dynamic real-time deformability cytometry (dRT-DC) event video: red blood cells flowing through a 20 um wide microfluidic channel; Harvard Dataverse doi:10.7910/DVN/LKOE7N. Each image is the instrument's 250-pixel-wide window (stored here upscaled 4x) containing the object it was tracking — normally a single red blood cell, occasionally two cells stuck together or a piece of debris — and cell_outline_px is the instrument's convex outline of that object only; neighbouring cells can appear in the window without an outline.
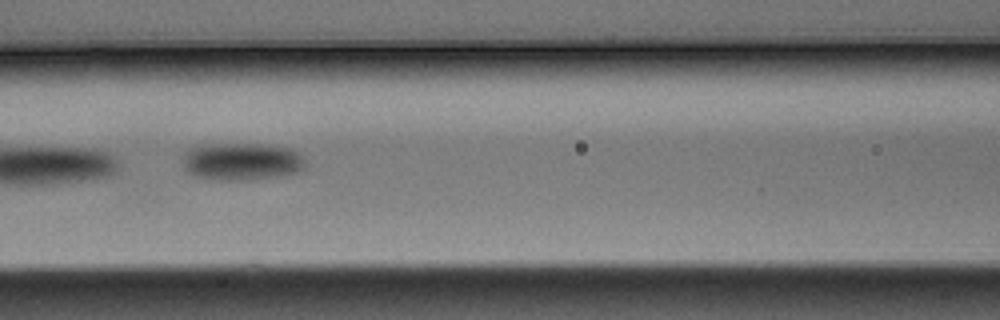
{"species": "Egyptian fruit bat (a non-hibernating species)", "species_latin": "Rousettus aegyptiacus", "temperature_condition": "warm", "stored_images_in_passage": 6, "camera_frame_rate_fps": 3000, "um_per_image_px": 0.085, "animal": {"sex": "male"}, "frame": {"image": 1, "passage_image": 5, "time_ms": 1.333, "image_size_px": [1000, 320], "cell_outline_px": [[304, 168], [300, 172], [280, 176], [252, 180], [212, 180], [192, 176], [184, 168], [184, 156], [188, 148], [196, 144], [264, 144], [292, 148], [304, 160]], "centroid_in_image_um": [20.51, 13.73], "position_along_channel_um": 146.1, "area_um2": 27.28}}
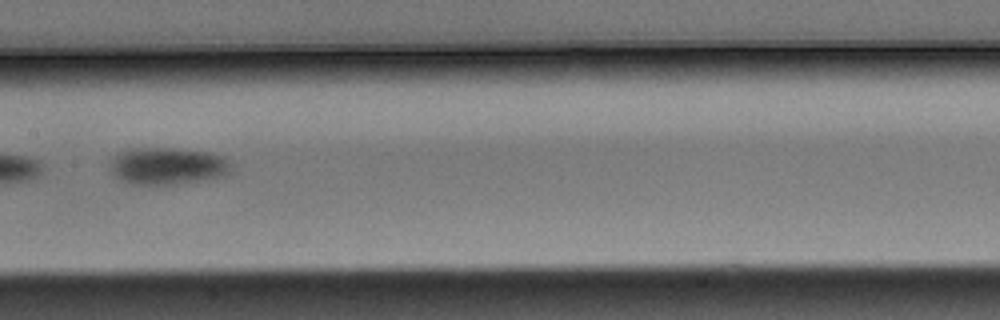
{"frame": {"image": 2, "passage_image": 6, "time_ms": 1.667, "image_size_px": [1000, 320], "cell_outline_px": [[232, 172], [228, 176], [172, 184], [132, 184], [120, 180], [112, 176], [108, 168], [112, 156], [124, 148], [172, 148], [208, 152], [224, 156], [232, 164]], "centroid_in_image_um": [14.21, 14.1], "position_along_channel_um": 193.2, "area_um2": 26.82}}